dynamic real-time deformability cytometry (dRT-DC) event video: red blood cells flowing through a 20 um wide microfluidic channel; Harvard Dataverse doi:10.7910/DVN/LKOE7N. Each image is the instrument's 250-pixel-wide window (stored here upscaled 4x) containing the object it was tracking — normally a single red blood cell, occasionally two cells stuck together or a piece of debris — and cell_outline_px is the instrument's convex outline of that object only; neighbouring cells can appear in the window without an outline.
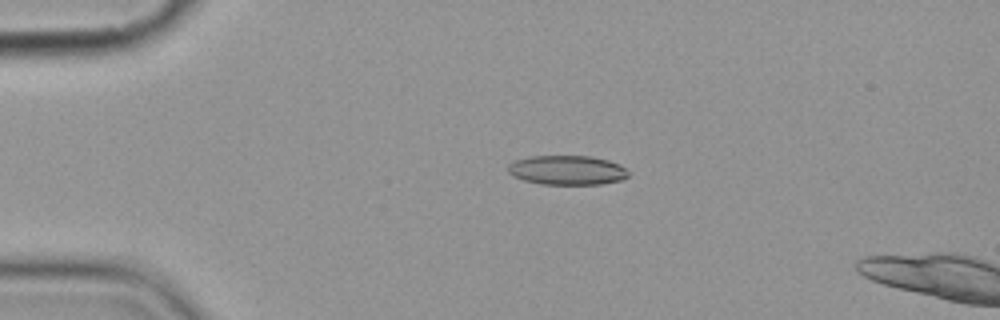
{"species": "common noctule bat (a hibernating species)", "species_latin": "Nyctalus noctula", "temperature_condition": "cold", "stored_images_in_passage": 5, "camera_frame_rate_fps": 3000, "um_per_image_px": 0.085, "animal": {"sex": "female", "body_mass_g": 19.9}, "frame": {"image": 1, "passage_image": 4, "time_ms": 3.333, "image_size_px": [1000, 320], "cell_outline_px": [[628, 176], [624, 180], [600, 184], [540, 184], [524, 180], [512, 176], [508, 172], [508, 164], [516, 160], [532, 156], [592, 156], [608, 160], [620, 164], [628, 172]], "centroid_in_image_um": [48.22, 14.46], "position_along_channel_um": 36.8, "area_um2": 20.69}}